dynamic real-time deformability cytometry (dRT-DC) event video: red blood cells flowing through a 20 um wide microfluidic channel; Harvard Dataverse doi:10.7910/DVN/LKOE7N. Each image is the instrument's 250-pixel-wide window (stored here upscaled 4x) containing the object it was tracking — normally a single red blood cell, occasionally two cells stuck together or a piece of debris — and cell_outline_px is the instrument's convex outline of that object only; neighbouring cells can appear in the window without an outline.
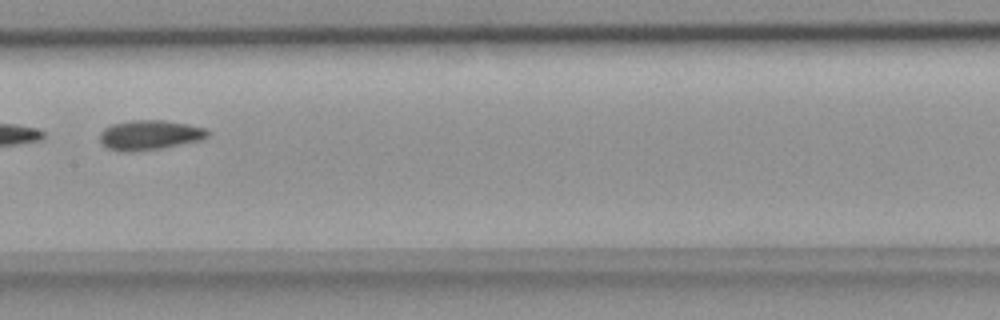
{"species": "common noctule bat (a hibernating species)", "species_latin": "Nyctalus noctula", "temperature_condition": "room temperature", "stored_images_in_passage": 6, "camera_frame_rate_fps": 3000, "um_per_image_px": 0.085, "animal": {"sex": "female", "body_mass_g": 18.4}, "frame": {"image": 1, "passage_image": 5, "time_ms": 1.333, "image_size_px": [1000, 320], "cell_outline_px": [[208, 136], [200, 140], [160, 148], [132, 152], [120, 152], [108, 148], [100, 140], [100, 132], [104, 128], [112, 124], [132, 120], [164, 120], [188, 124], [204, 128], [208, 132]], "centroid_in_image_um": [12.68, 11.47], "position_along_channel_um": 194.7, "area_um2": 18.55}}
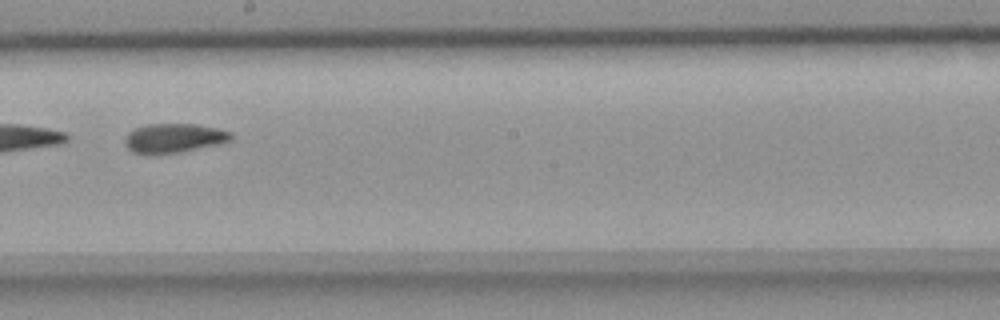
{"frame": {"image": 2, "passage_image": 6, "time_ms": 1.667, "image_size_px": [1000, 320], "cell_outline_px": [[232, 140], [216, 144], [176, 152], [132, 152], [124, 144], [124, 140], [128, 132], [136, 128], [148, 124], [196, 124], [216, 128], [232, 132]], "centroid_in_image_um": [14.78, 11.7], "position_along_channel_um": 233.4, "area_um2": 17.46}}